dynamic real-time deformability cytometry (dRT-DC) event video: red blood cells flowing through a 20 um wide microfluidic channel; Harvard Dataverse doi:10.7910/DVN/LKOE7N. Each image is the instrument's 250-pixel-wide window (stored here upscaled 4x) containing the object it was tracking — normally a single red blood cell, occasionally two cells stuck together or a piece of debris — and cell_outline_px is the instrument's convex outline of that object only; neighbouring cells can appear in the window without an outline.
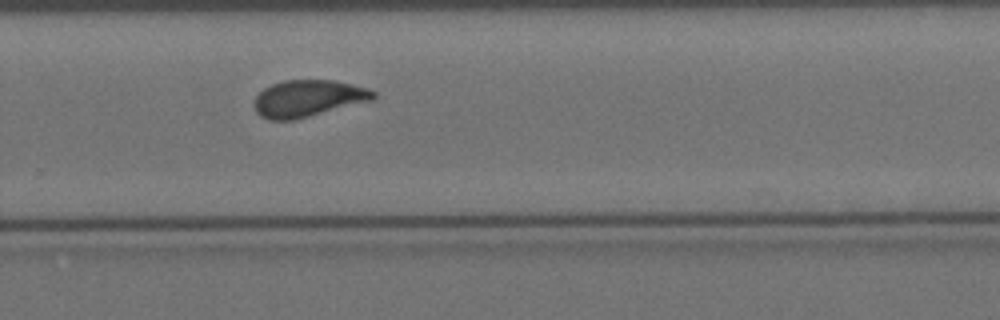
{"species": "Egyptian fruit bat (a non-hibernating species)", "species_latin": "Rousettus aegyptiacus", "temperature_condition": "cold", "stored_images_in_passage": 7, "camera_frame_rate_fps": 3000, "um_per_image_px": 0.085, "animal": {"sex": "female"}, "frame": {"image": 1, "passage_image": 7, "time_ms": 7.667, "image_size_px": [1000, 320], "cell_outline_px": [[376, 96], [372, 100], [292, 120], [272, 120], [260, 116], [256, 112], [256, 96], [264, 88], [272, 84], [284, 80], [336, 80], [368, 88], [376, 92]], "centroid_in_image_um": [26.2, 8.35], "position_along_channel_um": 303.6, "area_um2": 25.2}}